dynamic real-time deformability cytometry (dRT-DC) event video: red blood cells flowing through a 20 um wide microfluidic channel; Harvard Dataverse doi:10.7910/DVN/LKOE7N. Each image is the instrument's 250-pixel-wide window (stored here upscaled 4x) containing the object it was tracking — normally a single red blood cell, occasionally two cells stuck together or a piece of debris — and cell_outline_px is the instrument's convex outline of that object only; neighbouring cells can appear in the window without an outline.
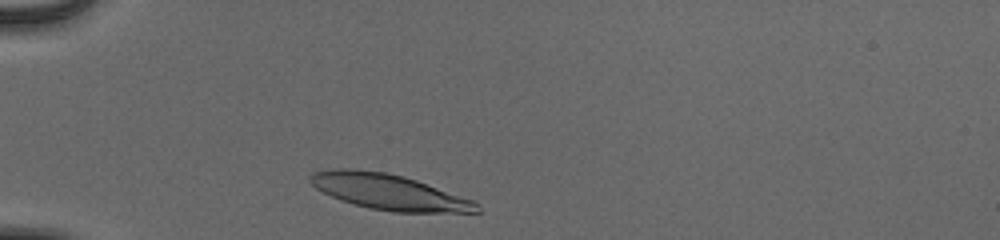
{"species": "human", "species_latin": "Homo sapiens", "temperature_condition": "cold", "stored_images_in_passage": 32, "camera_frame_rate_fps": 3000, "um_per_image_px": 0.085, "donor": {"sex": "male"}, "frame": {"image": 1, "passage_image": 2, "time_ms": 0.333, "image_size_px": [1000, 240], "cell_outline_px": [[480, 212], [396, 212], [368, 208], [340, 200], [316, 188], [308, 180], [312, 172], [336, 168], [352, 168], [384, 172], [404, 176], [416, 180], [472, 200], [480, 204]], "centroid_in_image_um": [33.03, 16.31], "position_along_channel_um": 52.0, "area_um2": 34.28}}
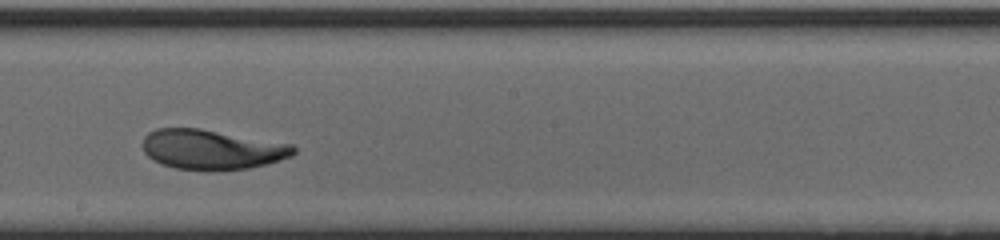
{"frame": {"image": 2, "passage_image": 18, "time_ms": 5.667, "image_size_px": [1000, 240], "cell_outline_px": [[296, 152], [292, 156], [264, 164], [248, 168], [216, 172], [208, 172], [176, 168], [160, 164], [152, 160], [144, 152], [144, 136], [148, 132], [156, 128], [200, 128], [292, 144], [296, 148]], "centroid_in_image_um": [17.99, 12.72], "position_along_channel_um": 230.2, "area_um2": 35.43}}
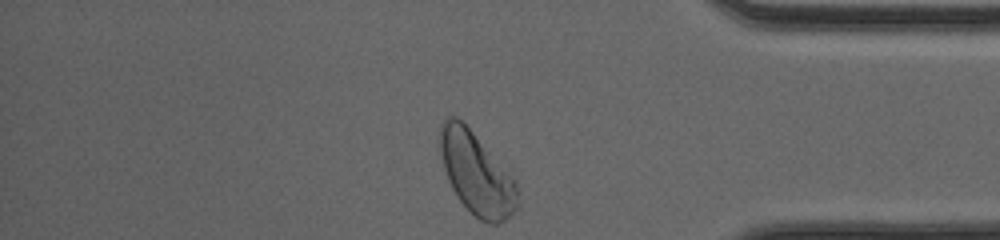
{"frame": {"image": 3, "passage_image": 32, "time_ms": 10.333, "image_size_px": [1000, 240], "cell_outline_px": [[520, 204], [504, 220], [496, 224], [492, 224], [480, 220], [456, 196], [448, 180], [444, 168], [440, 152], [440, 124], [448, 116], [456, 116], [472, 132], [516, 180]], "centroid_in_image_um": [40.51, 14.76], "position_along_channel_um": 394.7, "area_um2": 36.53}, "authors_computed_cell_mechanics": {"area_um2": 35.0846, "velocity_mm_per_s": 3.8521, "shape_relaxation_time_tau1_ms": 3.7009, "shape_relaxation_time_tau2_ms": 0.9428, "deformation_change_tau1": 0.1511, "deformation_change_tau2": 0.051}}